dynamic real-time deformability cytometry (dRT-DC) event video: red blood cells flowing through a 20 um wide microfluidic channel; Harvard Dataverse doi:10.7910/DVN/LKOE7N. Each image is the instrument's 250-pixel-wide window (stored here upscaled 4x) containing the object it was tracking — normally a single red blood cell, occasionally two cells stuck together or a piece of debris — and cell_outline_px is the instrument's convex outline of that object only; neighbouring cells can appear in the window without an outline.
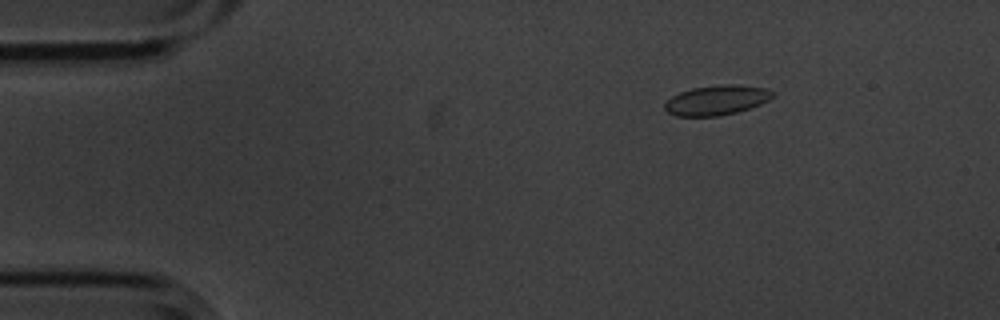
{"species": "common noctule bat (a hibernating species)", "species_latin": "Nyctalus noctula", "temperature_condition": "cold", "stored_images_in_passage": 4, "camera_frame_rate_fps": 3000, "um_per_image_px": 0.085, "animal": {"sex": "male", "body_mass_g": 20.1, "forearm_length_mm": 53.5}, "frame": {"image": 1, "passage_image": 1, "time_ms": 0.0, "image_size_px": [1000, 320], "cell_outline_px": [[776, 92], [768, 100], [760, 104], [736, 112], [716, 116], [676, 116], [668, 112], [664, 108], [664, 104], [672, 96], [680, 92], [692, 88], [724, 84], [736, 84], [764, 88]], "centroid_in_image_um": [60.9, 8.51], "position_along_channel_um": 24.1, "area_um2": 18.55}}
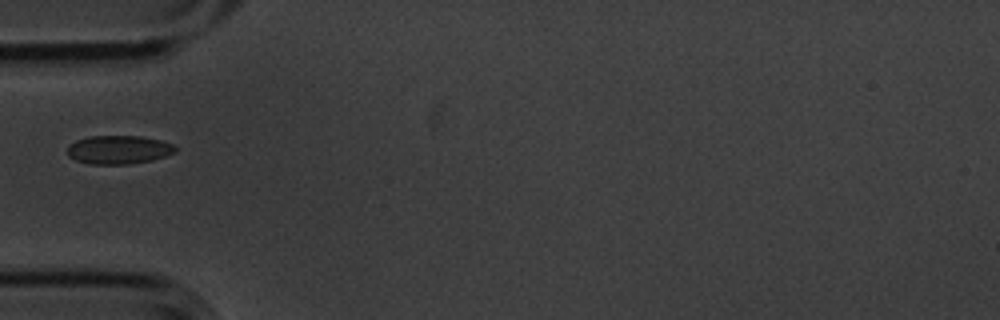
{"frame": {"image": 2, "passage_image": 4, "time_ms": 1.0, "image_size_px": [1000, 320], "cell_outline_px": [[176, 152], [152, 160], [128, 164], [88, 164], [76, 160], [68, 156], [68, 148], [76, 140], [88, 136], [140, 136], [160, 140], [172, 144], [176, 148]], "centroid_in_image_um": [10.08, 12.73], "position_along_channel_um": 74.9, "area_um2": 17.86}}